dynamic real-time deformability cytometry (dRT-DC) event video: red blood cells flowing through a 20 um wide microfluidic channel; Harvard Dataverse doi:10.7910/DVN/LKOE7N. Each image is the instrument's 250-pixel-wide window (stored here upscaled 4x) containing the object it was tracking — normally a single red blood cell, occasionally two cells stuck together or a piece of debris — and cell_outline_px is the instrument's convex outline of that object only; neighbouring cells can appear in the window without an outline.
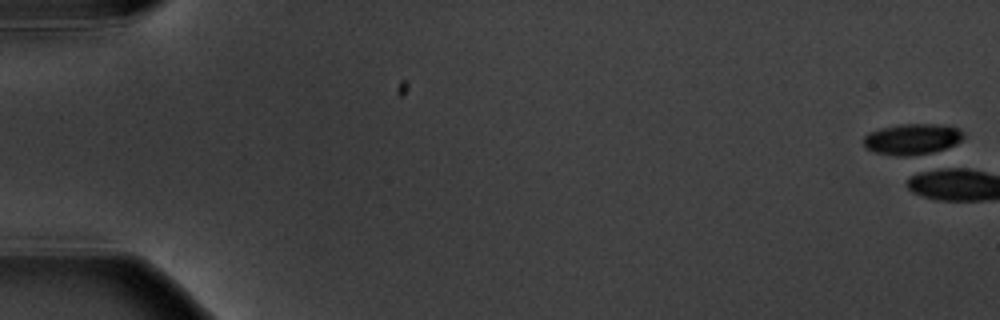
{"species": "common noctule bat (a hibernating species)", "species_latin": "Nyctalus noctula", "temperature_condition": "warm", "stored_images_in_passage": 1, "camera_frame_rate_fps": 3000, "um_per_image_px": 0.085, "animal": {"sex": "male", "body_mass_g": 20.1, "forearm_length_mm": 53.5}, "frame": {"image": 1, "passage_image": 1, "time_ms": 0.0, "image_size_px": [1000, 320], "cell_outline_px": [[964, 136], [956, 144], [924, 156], [896, 156], [876, 152], [864, 148], [864, 136], [868, 132], [880, 128], [900, 124], [944, 124], [960, 128], [964, 132]], "centroid_in_image_um": [77.56, 11.83], "position_along_channel_um": 7.4, "area_um2": 18.5}}